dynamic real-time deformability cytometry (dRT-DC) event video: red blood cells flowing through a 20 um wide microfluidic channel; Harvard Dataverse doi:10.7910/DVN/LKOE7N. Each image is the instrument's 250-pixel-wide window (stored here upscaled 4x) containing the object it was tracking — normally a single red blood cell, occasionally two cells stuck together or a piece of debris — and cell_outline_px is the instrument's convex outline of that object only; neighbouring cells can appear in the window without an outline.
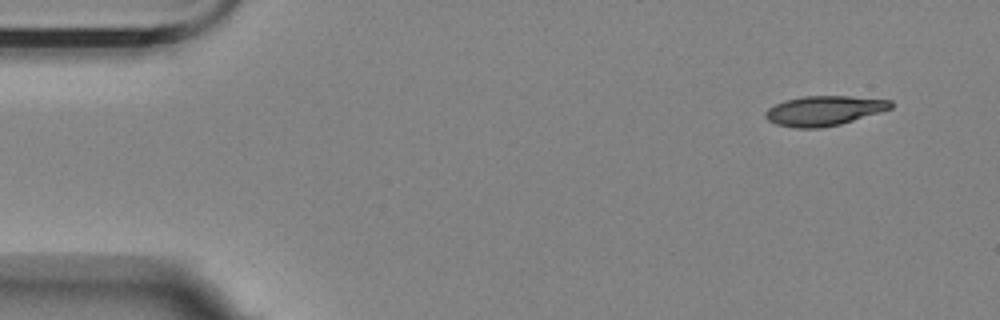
{"species": "Egyptian fruit bat (a non-hibernating species)", "species_latin": "Rousettus aegyptiacus", "temperature_condition": "room temperature", "stored_images_in_passage": 4, "segment_of_instrument_passage": [2, 2], "camera_frame_rate_fps": 3000, "um_per_image_px": 0.085, "animal": {"sex": "female"}, "frame": {"image": 1, "passage_image": 4, "time_ms": 4.333, "image_size_px": [1000, 320], "cell_outline_px": [[892, 108], [880, 112], [840, 124], [820, 128], [796, 128], [776, 124], [768, 120], [764, 116], [764, 112], [768, 108], [784, 100], [804, 96], [848, 96], [892, 100]], "centroid_in_image_um": [70.02, 9.41], "position_along_channel_um": 15.0, "area_um2": 21.68}}